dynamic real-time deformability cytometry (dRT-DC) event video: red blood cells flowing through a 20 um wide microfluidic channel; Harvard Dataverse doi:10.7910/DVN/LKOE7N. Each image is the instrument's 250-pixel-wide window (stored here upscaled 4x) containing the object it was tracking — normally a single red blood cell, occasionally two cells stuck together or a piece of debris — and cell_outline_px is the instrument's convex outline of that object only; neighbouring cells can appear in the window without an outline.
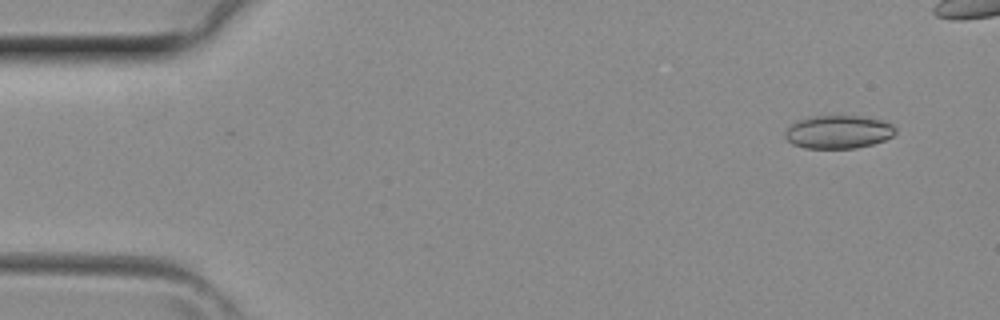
{"species": "common noctule bat (a hibernating species)", "species_latin": "Nyctalus noctula", "temperature_condition": "room temperature", "stored_images_in_passage": 4, "camera_frame_rate_fps": 3000, "um_per_image_px": 0.085, "animal": {"sex": "female", "body_mass_g": 29.2, "forearm_length_mm": 56.3}, "frame": {"image": 1, "passage_image": 1, "time_ms": 0.0, "image_size_px": [1000, 320], "cell_outline_px": [[896, 132], [892, 136], [884, 140], [872, 144], [856, 148], [804, 148], [792, 144], [784, 136], [784, 132], [796, 120], [812, 116], [864, 116], [880, 120], [892, 124], [896, 128]], "centroid_in_image_um": [71.25, 11.21], "position_along_channel_um": 13.8, "area_um2": 21.39}}